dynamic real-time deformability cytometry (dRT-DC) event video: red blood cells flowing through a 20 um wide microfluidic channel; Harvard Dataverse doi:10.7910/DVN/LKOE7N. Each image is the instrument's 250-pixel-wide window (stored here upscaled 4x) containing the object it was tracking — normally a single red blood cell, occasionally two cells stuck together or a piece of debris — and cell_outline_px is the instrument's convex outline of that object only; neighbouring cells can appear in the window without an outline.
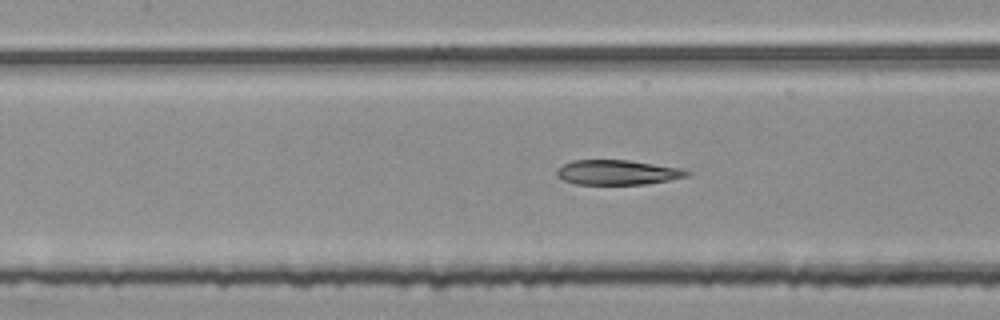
{"species": "common noctule bat (a hibernating species)", "species_latin": "Nyctalus noctula", "temperature_condition": "room temperature", "stored_images_in_passage": 51, "segment_of_instrument_passage": [2, 2], "camera_frame_rate_fps": 3000, "um_per_image_px": 0.085, "animal": {"sex": "female", "body_mass_g": 25.1}, "frame": {"image": 1, "passage_image": 24, "time_ms": 7.667, "image_size_px": [1000, 320], "cell_outline_px": [[692, 172], [688, 176], [668, 180], [644, 184], [576, 184], [564, 180], [556, 176], [556, 172], [564, 164], [572, 160], [628, 160], [680, 168]], "centroid_in_image_um": [52.48, 14.65], "position_along_channel_um": 154.9, "area_um2": 18.61}}
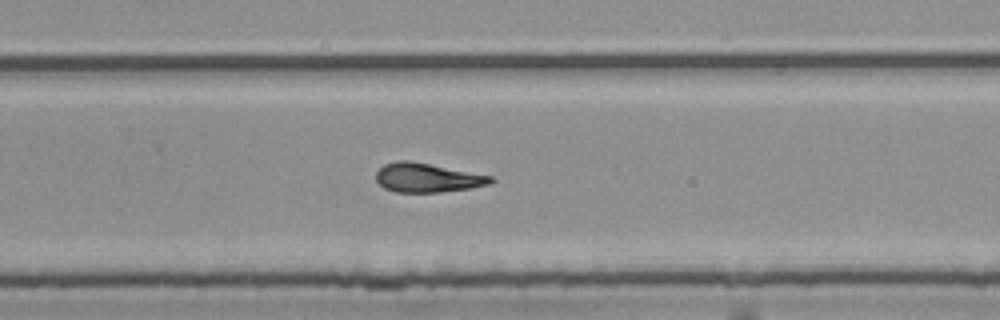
{"frame": {"image": 2, "passage_image": 35, "time_ms": 11.333, "image_size_px": [1000, 320], "cell_outline_px": [[496, 180], [492, 184], [472, 188], [440, 192], [396, 192], [384, 188], [376, 180], [376, 172], [384, 164], [396, 160], [408, 160], [492, 176]], "centroid_in_image_um": [36.33, 15.11], "position_along_channel_um": 293.5, "area_um2": 19.48}}
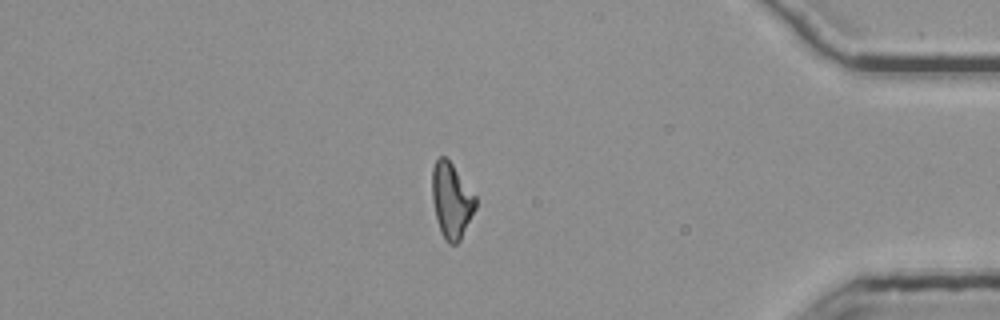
{"frame": {"image": 3, "passage_image": 46, "time_ms": 15.0, "image_size_px": [1000, 320], "cell_outline_px": [[476, 208], [460, 240], [456, 244], [448, 244], [440, 232], [432, 200], [432, 168], [436, 160], [440, 156], [444, 156], [452, 164], [476, 196]], "centroid_in_image_um": [38.37, 17.05], "position_along_channel_um": 396.8, "area_um2": 18.96}}